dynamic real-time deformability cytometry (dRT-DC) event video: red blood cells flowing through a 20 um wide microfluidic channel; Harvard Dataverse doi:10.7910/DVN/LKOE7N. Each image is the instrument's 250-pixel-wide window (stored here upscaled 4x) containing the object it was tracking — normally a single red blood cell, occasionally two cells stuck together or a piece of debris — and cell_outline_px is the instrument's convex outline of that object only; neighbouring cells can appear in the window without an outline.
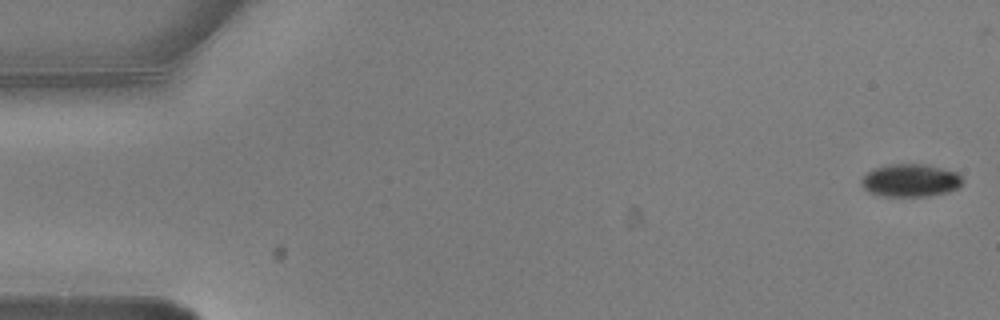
{"species": "common noctule bat (a hibernating species)", "species_latin": "Nyctalus noctula", "temperature_condition": "warm", "stored_images_in_passage": 6, "camera_frame_rate_fps": 3000, "um_per_image_px": 0.085, "animal": {"sex": "male", "body_mass_g": 20.5, "forearm_length_mm": 52.5}, "frame": {"image": 1, "passage_image": 1, "time_ms": 0.0, "image_size_px": [1000, 320], "cell_outline_px": [[964, 180], [956, 188], [948, 192], [928, 196], [884, 196], [872, 192], [864, 188], [860, 184], [860, 180], [872, 168], [888, 164], [928, 164], [956, 172]], "centroid_in_image_um": [77.38, 15.32], "position_along_channel_um": 7.6, "area_um2": 19.31}}
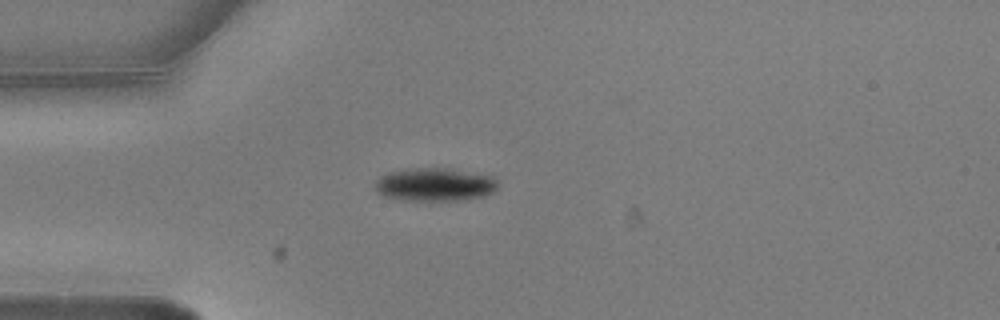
{"frame": {"image": 2, "passage_image": 5, "time_ms": 1.333, "image_size_px": [1000, 320], "cell_outline_px": [[496, 188], [492, 192], [484, 196], [464, 200], [400, 200], [384, 196], [376, 192], [376, 180], [380, 176], [388, 172], [408, 168], [448, 168], [492, 176], [496, 180]], "centroid_in_image_um": [36.92, 15.68], "position_along_channel_um": 48.1, "area_um2": 23.76}}